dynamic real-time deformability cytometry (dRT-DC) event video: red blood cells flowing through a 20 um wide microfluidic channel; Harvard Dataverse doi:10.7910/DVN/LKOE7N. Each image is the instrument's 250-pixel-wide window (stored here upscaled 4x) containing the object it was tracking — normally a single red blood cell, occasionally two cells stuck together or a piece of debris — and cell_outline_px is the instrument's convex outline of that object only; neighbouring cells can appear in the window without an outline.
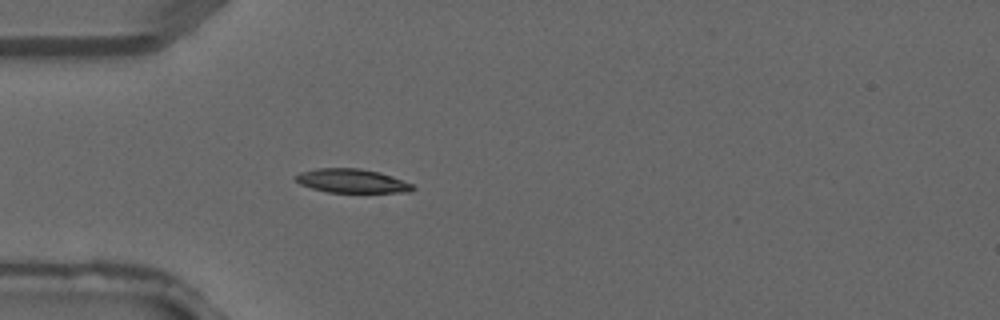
{"species": "common noctule bat (a hibernating species)", "species_latin": "Nyctalus noctula", "temperature_condition": "warm", "stored_images_in_passage": 3, "camera_frame_rate_fps": 3000, "um_per_image_px": 0.085, "animal": {"sex": "male", "forearm_length_mm": 52.5}, "frame": {"image": 1, "passage_image": 3, "time_ms": 0.667, "image_size_px": [1000, 320], "cell_outline_px": [[416, 188], [412, 192], [328, 192], [312, 188], [300, 184], [292, 176], [300, 172], [316, 168], [360, 168], [380, 172], [392, 176], [412, 184]], "centroid_in_image_um": [29.9, 15.37], "position_along_channel_um": 55.1, "area_um2": 16.36}}